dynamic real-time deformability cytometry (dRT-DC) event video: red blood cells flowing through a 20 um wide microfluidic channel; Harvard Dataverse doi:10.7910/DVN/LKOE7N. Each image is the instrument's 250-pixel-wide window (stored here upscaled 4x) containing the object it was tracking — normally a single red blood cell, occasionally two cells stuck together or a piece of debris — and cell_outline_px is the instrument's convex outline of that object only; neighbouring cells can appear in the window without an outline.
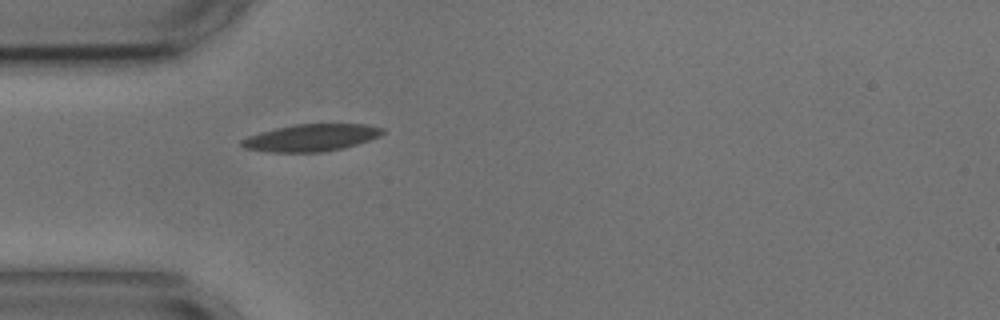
{"species": "common noctule bat (a hibernating species)", "species_latin": "Nyctalus noctula", "temperature_condition": "cold", "stored_images_in_passage": 35, "camera_frame_rate_fps": 3000, "um_per_image_px": 0.085, "animal": {"sex": "male", "body_mass_g": 17.9, "forearm_length_mm": 54.2}, "frame": {"image": 1, "passage_image": 1, "time_ms": 0.0, "image_size_px": [1000, 320], "cell_outline_px": [[384, 132], [380, 136], [344, 148], [324, 152], [264, 152], [244, 148], [240, 144], [240, 140], [248, 136], [260, 132], [276, 128], [296, 124], [364, 124], [384, 128]], "centroid_in_image_um": [26.42, 11.71], "position_along_channel_um": 58.6, "area_um2": 22.31}, "authors_computed_cell_mechanics": {"area_um2": 20.9236, "velocity_mm_per_s": 3.5829, "shape_relaxation_time_tau1_ms": 3.3414, "shape_relaxation_time_tau2_ms": 2.4887, "deformation_change_tau1": 0.1391, "deformation_change_tau2": 0.0891}}